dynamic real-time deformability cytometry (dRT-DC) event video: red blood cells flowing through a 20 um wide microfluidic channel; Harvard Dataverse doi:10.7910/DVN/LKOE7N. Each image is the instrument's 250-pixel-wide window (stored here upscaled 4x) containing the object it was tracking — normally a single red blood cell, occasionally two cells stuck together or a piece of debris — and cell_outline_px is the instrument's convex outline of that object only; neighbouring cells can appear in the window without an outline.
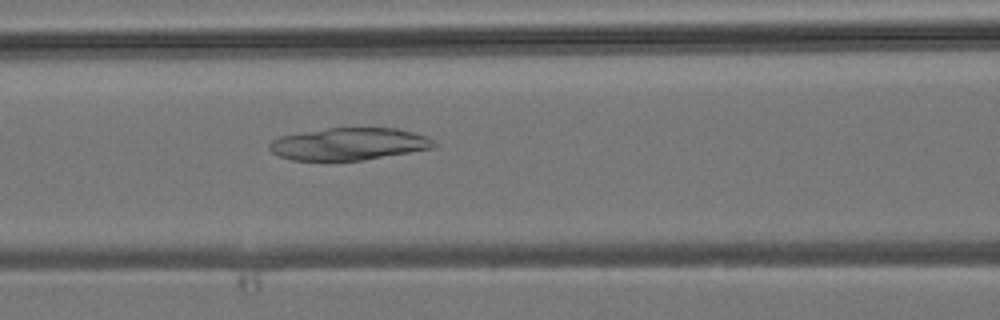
{"species": "common noctule bat (a hibernating species)", "species_latin": "Nyctalus noctula", "temperature_condition": "room temperature", "stored_images_in_passage": 31, "camera_frame_rate_fps": 3000, "um_per_image_px": 0.085, "animal": {"sex": "male", "body_mass_g": 19.2, "forearm_length_mm": 51.8}, "frame": {"image": 1, "passage_image": 9, "time_ms": 2.667, "image_size_px": [1000, 320], "cell_outline_px": [[436, 144], [432, 148], [364, 160], [292, 160], [280, 156], [272, 152], [268, 148], [268, 144], [272, 140], [280, 136], [328, 128], [396, 128], [428, 136]], "centroid_in_image_um": [29.64, 12.24], "position_along_channel_um": 137.0, "area_um2": 30.69}}
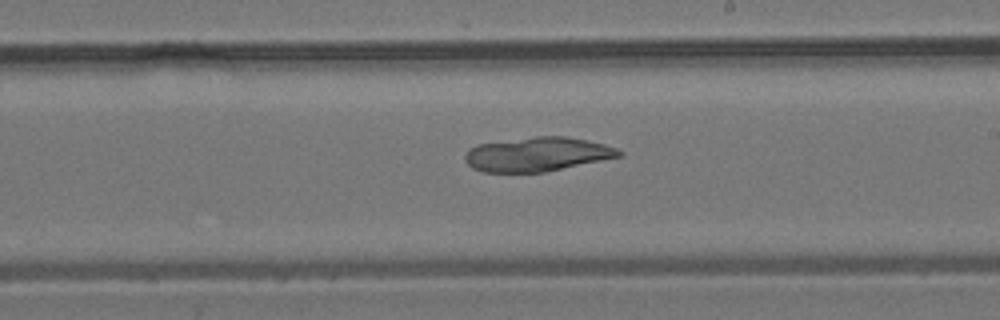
{"frame": {"image": 2, "passage_image": 16, "time_ms": 5.0, "image_size_px": [1000, 320], "cell_outline_px": [[624, 156], [544, 172], [484, 172], [472, 168], [464, 160], [464, 156], [468, 148], [476, 144], [536, 136], [564, 136], [588, 140], [604, 144], [616, 148], [624, 152]], "centroid_in_image_um": [45.67, 13.11], "position_along_channel_um": 243.3, "area_um2": 30.87}}
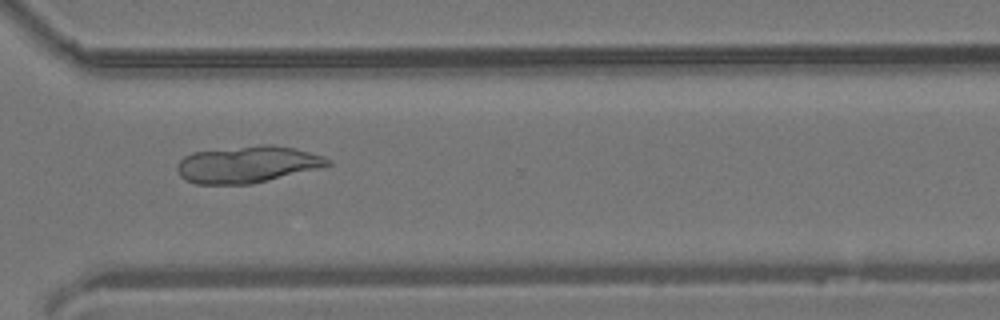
{"frame": {"image": 3, "passage_image": 23, "time_ms": 7.333, "image_size_px": [1000, 320], "cell_outline_px": [[332, 164], [252, 184], [196, 184], [184, 180], [180, 176], [176, 168], [176, 164], [184, 156], [192, 152], [260, 144], [272, 144], [292, 148], [324, 156], [332, 160]], "centroid_in_image_um": [20.97, 13.97], "position_along_channel_um": 349.6, "area_um2": 32.19}}